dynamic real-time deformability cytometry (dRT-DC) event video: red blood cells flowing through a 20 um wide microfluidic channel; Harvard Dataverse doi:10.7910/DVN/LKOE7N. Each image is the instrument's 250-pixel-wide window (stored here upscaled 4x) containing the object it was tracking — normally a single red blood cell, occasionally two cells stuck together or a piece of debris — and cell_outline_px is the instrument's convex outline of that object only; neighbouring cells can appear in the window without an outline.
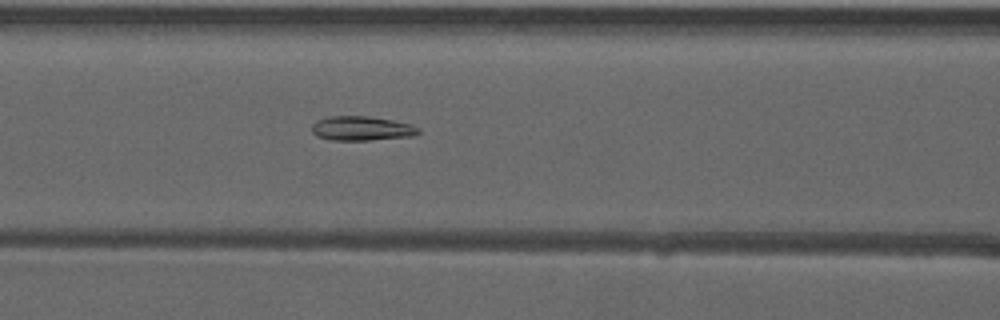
{"species": "common noctule bat (a hibernating species)", "species_latin": "Nyctalus noctula", "temperature_condition": "warm", "stored_images_in_passage": 53, "camera_frame_rate_fps": 3000, "um_per_image_px": 0.085, "animal": {"sex": "male", "forearm_length_mm": 52.5}, "frame": {"image": 1, "passage_image": 24, "time_ms": 7.667, "image_size_px": [1000, 320], "cell_outline_px": [[420, 132], [416, 136], [372, 140], [328, 140], [316, 136], [312, 132], [312, 124], [316, 120], [328, 116], [368, 116], [392, 120], [408, 124], [420, 128]], "centroid_in_image_um": [30.72, 10.92], "position_along_channel_um": 135.9, "area_um2": 15.32}}
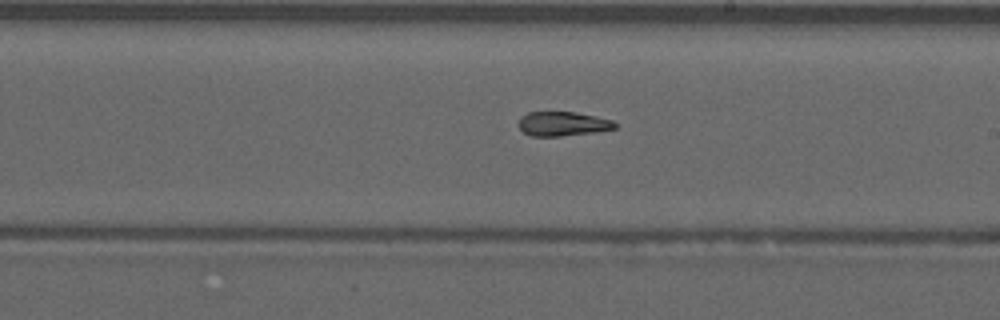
{"frame": {"image": 2, "passage_image": 32, "time_ms": 10.333, "image_size_px": [1000, 320], "cell_outline_px": [[616, 128], [592, 132], [560, 136], [528, 136], [516, 124], [520, 116], [528, 112], [576, 112], [596, 116], [612, 120], [616, 124]], "centroid_in_image_um": [47.77, 10.51], "position_along_channel_um": 241.2, "area_um2": 13.7}}
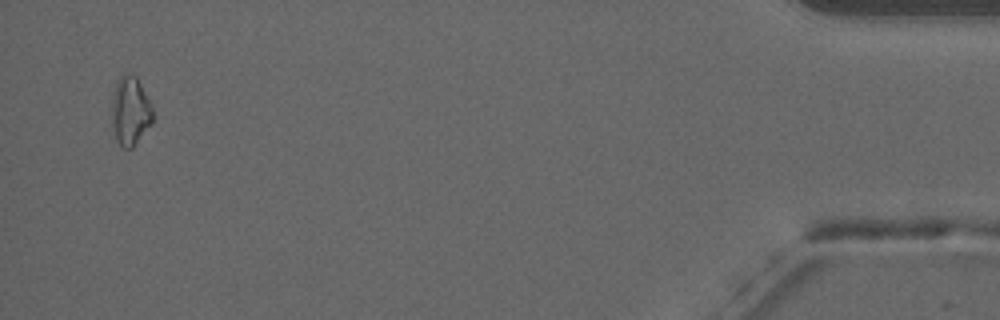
{"frame": {"image": 3, "passage_image": 52, "time_ms": 17.0, "image_size_px": [1000, 320], "cell_outline_px": [[152, 124], [132, 148], [124, 148], [116, 140], [112, 128], [112, 100], [116, 84], [120, 76], [124, 72], [136, 76], [152, 104]], "centroid_in_image_um": [11.08, 9.43], "position_along_channel_um": 424.1, "area_um2": 16.47}, "authors_computed_cell_mechanics": {"area_um2": 15.2592, "velocity_mm_per_s": 3.9552, "shape_relaxation_time_tau1_ms": null, "shape_relaxation_time_tau2_ms": 6.1569, "deformation_change_tau1": null, "deformation_change_tau2": 0.085}}